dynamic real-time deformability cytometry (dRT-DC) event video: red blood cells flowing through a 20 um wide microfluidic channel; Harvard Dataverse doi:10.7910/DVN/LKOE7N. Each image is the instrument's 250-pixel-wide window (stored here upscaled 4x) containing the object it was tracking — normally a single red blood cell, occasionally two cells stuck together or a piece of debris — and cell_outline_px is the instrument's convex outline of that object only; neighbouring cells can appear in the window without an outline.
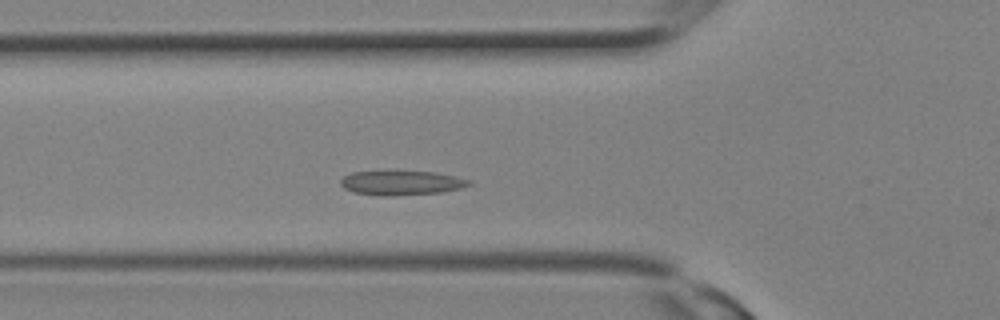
{"species": "Egyptian fruit bat (a non-hibernating species)", "species_latin": "Rousettus aegyptiacus", "temperature_condition": "room temperature", "stored_images_in_passage": 9, "camera_frame_rate_fps": 3000, "um_per_image_px": 0.085, "animal": {"sex": "female"}, "frame": {"image": 1, "passage_image": 7, "time_ms": 2.0, "image_size_px": [1000, 320], "cell_outline_px": [[472, 184], [460, 188], [440, 192], [392, 196], [384, 196], [352, 192], [344, 188], [340, 184], [340, 180], [344, 176], [352, 172], [436, 172], [472, 180]], "centroid_in_image_um": [34.12, 15.55], "position_along_channel_um": 91.7, "area_um2": 18.03}}
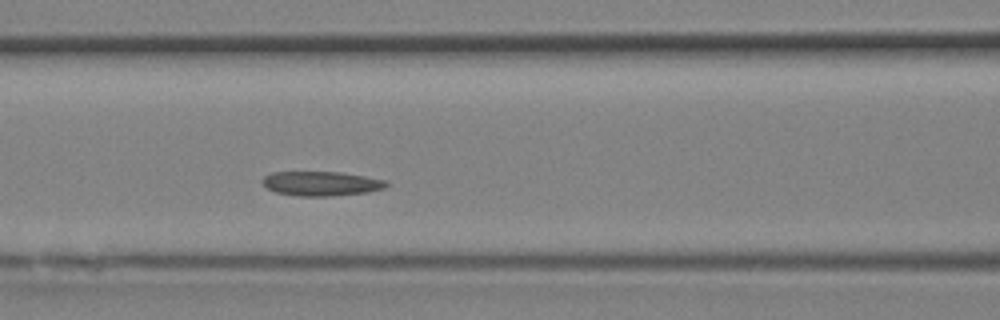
{"frame": {"image": 2, "passage_image": 9, "time_ms": 2.667, "image_size_px": [1000, 320], "cell_outline_px": [[388, 184], [384, 188], [368, 192], [332, 196], [296, 196], [276, 192], [268, 188], [260, 180], [264, 176], [272, 172], [340, 172], [388, 180]], "centroid_in_image_um": [27.31, 15.6], "position_along_channel_um": 139.3, "area_um2": 17.69}}